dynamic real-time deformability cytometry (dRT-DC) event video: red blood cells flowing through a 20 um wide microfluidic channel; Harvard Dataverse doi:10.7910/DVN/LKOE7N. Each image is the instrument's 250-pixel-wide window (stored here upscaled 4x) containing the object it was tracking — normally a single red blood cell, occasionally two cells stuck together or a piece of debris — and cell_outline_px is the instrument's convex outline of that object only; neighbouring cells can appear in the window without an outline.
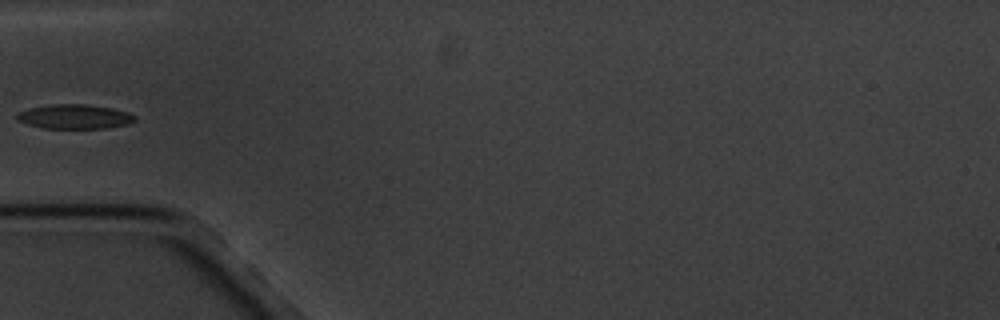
{"species": "common noctule bat (a hibernating species)", "species_latin": "Nyctalus noctula", "temperature_condition": "cold", "stored_images_in_passage": 12, "segment_of_instrument_passage": [2, 2], "camera_frame_rate_fps": 3000, "um_per_image_px": 0.085, "animal": {"sex": "male", "body_mass_g": 20.1, "forearm_length_mm": 53.5}, "frame": {"image": 1, "passage_image": 6, "time_ms": 5.667, "image_size_px": [1000, 320], "cell_outline_px": [[136, 120], [128, 124], [104, 128], [44, 128], [28, 124], [16, 120], [16, 116], [20, 112], [28, 108], [48, 104], [88, 104], [112, 108], [128, 112], [136, 116]], "centroid_in_image_um": [6.34, 9.9], "position_along_channel_um": 78.7, "area_um2": 16.82}}
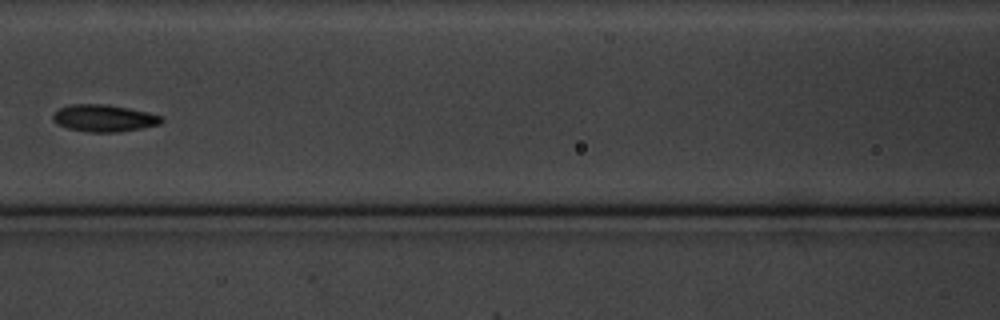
{"frame": {"image": 2, "passage_image": 8, "time_ms": 8.0, "image_size_px": [1000, 320], "cell_outline_px": [[164, 120], [160, 124], [120, 132], [84, 132], [68, 128], [56, 124], [52, 120], [52, 112], [68, 104], [108, 104], [148, 112], [160, 116]], "centroid_in_image_um": [8.78, 10.04], "position_along_channel_um": 157.8, "area_um2": 17.28}}
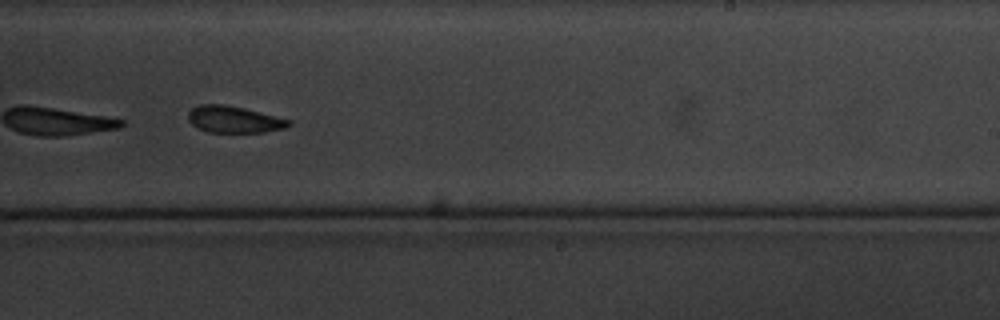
{"frame": {"image": 3, "passage_image": 11, "time_ms": 11.333, "image_size_px": [1000, 320], "cell_outline_px": [[292, 124], [284, 128], [264, 132], [208, 132], [192, 124], [188, 120], [188, 112], [192, 108], [200, 104], [224, 104], [244, 108], [292, 120]], "centroid_in_image_um": [19.9, 10.14], "position_along_channel_um": 269.1, "area_um2": 15.61}}